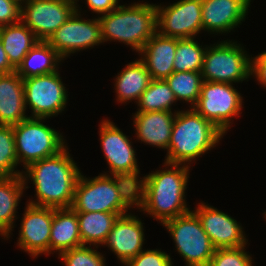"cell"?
Wrapping results in <instances>:
<instances>
[{
	"instance_id": "1",
	"label": "cell",
	"mask_w": 266,
	"mask_h": 266,
	"mask_svg": "<svg viewBox=\"0 0 266 266\" xmlns=\"http://www.w3.org/2000/svg\"><path fill=\"white\" fill-rule=\"evenodd\" d=\"M163 170L151 171L136 184V209L147 213L161 225L188 213L186 193L191 166L164 162Z\"/></svg>"
},
{
	"instance_id": "2",
	"label": "cell",
	"mask_w": 266,
	"mask_h": 266,
	"mask_svg": "<svg viewBox=\"0 0 266 266\" xmlns=\"http://www.w3.org/2000/svg\"><path fill=\"white\" fill-rule=\"evenodd\" d=\"M66 146L56 155L35 161L22 170L25 188L34 184L35 200L26 203L54 209L71 208L74 189L81 170Z\"/></svg>"
},
{
	"instance_id": "3",
	"label": "cell",
	"mask_w": 266,
	"mask_h": 266,
	"mask_svg": "<svg viewBox=\"0 0 266 266\" xmlns=\"http://www.w3.org/2000/svg\"><path fill=\"white\" fill-rule=\"evenodd\" d=\"M82 174L74 189V211L130 213L128 210L136 207V184L131 180L102 173L93 178Z\"/></svg>"
},
{
	"instance_id": "4",
	"label": "cell",
	"mask_w": 266,
	"mask_h": 266,
	"mask_svg": "<svg viewBox=\"0 0 266 266\" xmlns=\"http://www.w3.org/2000/svg\"><path fill=\"white\" fill-rule=\"evenodd\" d=\"M224 135L193 108L179 109L173 122L164 161L169 164L189 166L196 158L216 147Z\"/></svg>"
},
{
	"instance_id": "5",
	"label": "cell",
	"mask_w": 266,
	"mask_h": 266,
	"mask_svg": "<svg viewBox=\"0 0 266 266\" xmlns=\"http://www.w3.org/2000/svg\"><path fill=\"white\" fill-rule=\"evenodd\" d=\"M96 17L100 22L103 43L123 42L135 52H139L157 32L156 4H120L113 11Z\"/></svg>"
},
{
	"instance_id": "6",
	"label": "cell",
	"mask_w": 266,
	"mask_h": 266,
	"mask_svg": "<svg viewBox=\"0 0 266 266\" xmlns=\"http://www.w3.org/2000/svg\"><path fill=\"white\" fill-rule=\"evenodd\" d=\"M47 118H27L13 126L15 152L19 164H29L56 155L67 144L62 133L49 125Z\"/></svg>"
},
{
	"instance_id": "7",
	"label": "cell",
	"mask_w": 266,
	"mask_h": 266,
	"mask_svg": "<svg viewBox=\"0 0 266 266\" xmlns=\"http://www.w3.org/2000/svg\"><path fill=\"white\" fill-rule=\"evenodd\" d=\"M251 57L237 41L223 40L206 46L203 81L236 84L252 78Z\"/></svg>"
},
{
	"instance_id": "8",
	"label": "cell",
	"mask_w": 266,
	"mask_h": 266,
	"mask_svg": "<svg viewBox=\"0 0 266 266\" xmlns=\"http://www.w3.org/2000/svg\"><path fill=\"white\" fill-rule=\"evenodd\" d=\"M162 225L172 236L176 251L184 258L186 266H209L216 248L192 210Z\"/></svg>"
},
{
	"instance_id": "9",
	"label": "cell",
	"mask_w": 266,
	"mask_h": 266,
	"mask_svg": "<svg viewBox=\"0 0 266 266\" xmlns=\"http://www.w3.org/2000/svg\"><path fill=\"white\" fill-rule=\"evenodd\" d=\"M235 84L203 81L200 96L192 107L226 134L242 112L243 97ZM232 120V121H231Z\"/></svg>"
},
{
	"instance_id": "10",
	"label": "cell",
	"mask_w": 266,
	"mask_h": 266,
	"mask_svg": "<svg viewBox=\"0 0 266 266\" xmlns=\"http://www.w3.org/2000/svg\"><path fill=\"white\" fill-rule=\"evenodd\" d=\"M23 83L25 107L31 109L30 118L56 117L66 108L68 91L58 70L24 78Z\"/></svg>"
},
{
	"instance_id": "11",
	"label": "cell",
	"mask_w": 266,
	"mask_h": 266,
	"mask_svg": "<svg viewBox=\"0 0 266 266\" xmlns=\"http://www.w3.org/2000/svg\"><path fill=\"white\" fill-rule=\"evenodd\" d=\"M99 125V140L104 158L109 165V173L105 175L121 176L137 184L140 178V168L137 164L136 151L132 140L108 118Z\"/></svg>"
},
{
	"instance_id": "12",
	"label": "cell",
	"mask_w": 266,
	"mask_h": 266,
	"mask_svg": "<svg viewBox=\"0 0 266 266\" xmlns=\"http://www.w3.org/2000/svg\"><path fill=\"white\" fill-rule=\"evenodd\" d=\"M79 5L76 11L46 41L65 60L79 51L103 44L98 17L82 18Z\"/></svg>"
},
{
	"instance_id": "13",
	"label": "cell",
	"mask_w": 266,
	"mask_h": 266,
	"mask_svg": "<svg viewBox=\"0 0 266 266\" xmlns=\"http://www.w3.org/2000/svg\"><path fill=\"white\" fill-rule=\"evenodd\" d=\"M157 32L183 39L196 38L203 30L202 0H179L165 6L156 5Z\"/></svg>"
},
{
	"instance_id": "14",
	"label": "cell",
	"mask_w": 266,
	"mask_h": 266,
	"mask_svg": "<svg viewBox=\"0 0 266 266\" xmlns=\"http://www.w3.org/2000/svg\"><path fill=\"white\" fill-rule=\"evenodd\" d=\"M75 11L67 0H30L21 6V21L40 41H47Z\"/></svg>"
},
{
	"instance_id": "15",
	"label": "cell",
	"mask_w": 266,
	"mask_h": 266,
	"mask_svg": "<svg viewBox=\"0 0 266 266\" xmlns=\"http://www.w3.org/2000/svg\"><path fill=\"white\" fill-rule=\"evenodd\" d=\"M22 214L17 246L31 257L49 255L53 208L27 203Z\"/></svg>"
},
{
	"instance_id": "16",
	"label": "cell",
	"mask_w": 266,
	"mask_h": 266,
	"mask_svg": "<svg viewBox=\"0 0 266 266\" xmlns=\"http://www.w3.org/2000/svg\"><path fill=\"white\" fill-rule=\"evenodd\" d=\"M196 206L192 211L198 216L202 228L216 249L236 248L248 244L241 223L233 217L203 201Z\"/></svg>"
},
{
	"instance_id": "17",
	"label": "cell",
	"mask_w": 266,
	"mask_h": 266,
	"mask_svg": "<svg viewBox=\"0 0 266 266\" xmlns=\"http://www.w3.org/2000/svg\"><path fill=\"white\" fill-rule=\"evenodd\" d=\"M252 0H202L203 31L223 34L245 21Z\"/></svg>"
},
{
	"instance_id": "18",
	"label": "cell",
	"mask_w": 266,
	"mask_h": 266,
	"mask_svg": "<svg viewBox=\"0 0 266 266\" xmlns=\"http://www.w3.org/2000/svg\"><path fill=\"white\" fill-rule=\"evenodd\" d=\"M143 224L140 218L132 213L119 216L102 246H107L124 265L144 250Z\"/></svg>"
},
{
	"instance_id": "19",
	"label": "cell",
	"mask_w": 266,
	"mask_h": 266,
	"mask_svg": "<svg viewBox=\"0 0 266 266\" xmlns=\"http://www.w3.org/2000/svg\"><path fill=\"white\" fill-rule=\"evenodd\" d=\"M177 111L136 112L133 114L137 140L145 145L168 149Z\"/></svg>"
},
{
	"instance_id": "20",
	"label": "cell",
	"mask_w": 266,
	"mask_h": 266,
	"mask_svg": "<svg viewBox=\"0 0 266 266\" xmlns=\"http://www.w3.org/2000/svg\"><path fill=\"white\" fill-rule=\"evenodd\" d=\"M177 38L156 32L138 52L152 79H166L174 72Z\"/></svg>"
},
{
	"instance_id": "21",
	"label": "cell",
	"mask_w": 266,
	"mask_h": 266,
	"mask_svg": "<svg viewBox=\"0 0 266 266\" xmlns=\"http://www.w3.org/2000/svg\"><path fill=\"white\" fill-rule=\"evenodd\" d=\"M25 114L23 79L16 71L0 74V125H17L29 118Z\"/></svg>"
},
{
	"instance_id": "22",
	"label": "cell",
	"mask_w": 266,
	"mask_h": 266,
	"mask_svg": "<svg viewBox=\"0 0 266 266\" xmlns=\"http://www.w3.org/2000/svg\"><path fill=\"white\" fill-rule=\"evenodd\" d=\"M82 245L77 212L72 208H53V220L50 232L49 255Z\"/></svg>"
},
{
	"instance_id": "23",
	"label": "cell",
	"mask_w": 266,
	"mask_h": 266,
	"mask_svg": "<svg viewBox=\"0 0 266 266\" xmlns=\"http://www.w3.org/2000/svg\"><path fill=\"white\" fill-rule=\"evenodd\" d=\"M25 184L20 176L0 177V236L9 240L15 226L16 213L21 197L24 196ZM11 234V235H10Z\"/></svg>"
},
{
	"instance_id": "24",
	"label": "cell",
	"mask_w": 266,
	"mask_h": 266,
	"mask_svg": "<svg viewBox=\"0 0 266 266\" xmlns=\"http://www.w3.org/2000/svg\"><path fill=\"white\" fill-rule=\"evenodd\" d=\"M151 80L149 71L140 59L128 63L114 79L116 101L127 104L134 100L137 103Z\"/></svg>"
},
{
	"instance_id": "25",
	"label": "cell",
	"mask_w": 266,
	"mask_h": 266,
	"mask_svg": "<svg viewBox=\"0 0 266 266\" xmlns=\"http://www.w3.org/2000/svg\"><path fill=\"white\" fill-rule=\"evenodd\" d=\"M0 40L8 61L15 69L40 41L22 21L0 27Z\"/></svg>"
},
{
	"instance_id": "26",
	"label": "cell",
	"mask_w": 266,
	"mask_h": 266,
	"mask_svg": "<svg viewBox=\"0 0 266 266\" xmlns=\"http://www.w3.org/2000/svg\"><path fill=\"white\" fill-rule=\"evenodd\" d=\"M127 213L77 212L82 245L102 246L119 216Z\"/></svg>"
},
{
	"instance_id": "27",
	"label": "cell",
	"mask_w": 266,
	"mask_h": 266,
	"mask_svg": "<svg viewBox=\"0 0 266 266\" xmlns=\"http://www.w3.org/2000/svg\"><path fill=\"white\" fill-rule=\"evenodd\" d=\"M62 61L64 60L46 41H39L24 57L16 72L22 79L46 75L59 70Z\"/></svg>"
},
{
	"instance_id": "28",
	"label": "cell",
	"mask_w": 266,
	"mask_h": 266,
	"mask_svg": "<svg viewBox=\"0 0 266 266\" xmlns=\"http://www.w3.org/2000/svg\"><path fill=\"white\" fill-rule=\"evenodd\" d=\"M176 102L174 93L165 79H152L136 103V112L173 111L171 107Z\"/></svg>"
},
{
	"instance_id": "29",
	"label": "cell",
	"mask_w": 266,
	"mask_h": 266,
	"mask_svg": "<svg viewBox=\"0 0 266 266\" xmlns=\"http://www.w3.org/2000/svg\"><path fill=\"white\" fill-rule=\"evenodd\" d=\"M194 38H177L176 54L174 55V72H201L203 68L206 46L200 45Z\"/></svg>"
},
{
	"instance_id": "30",
	"label": "cell",
	"mask_w": 266,
	"mask_h": 266,
	"mask_svg": "<svg viewBox=\"0 0 266 266\" xmlns=\"http://www.w3.org/2000/svg\"><path fill=\"white\" fill-rule=\"evenodd\" d=\"M165 80L177 102L185 101L191 108L197 103L203 83L201 72H173Z\"/></svg>"
},
{
	"instance_id": "31",
	"label": "cell",
	"mask_w": 266,
	"mask_h": 266,
	"mask_svg": "<svg viewBox=\"0 0 266 266\" xmlns=\"http://www.w3.org/2000/svg\"><path fill=\"white\" fill-rule=\"evenodd\" d=\"M15 152L13 126L0 125V177L22 175Z\"/></svg>"
},
{
	"instance_id": "32",
	"label": "cell",
	"mask_w": 266,
	"mask_h": 266,
	"mask_svg": "<svg viewBox=\"0 0 266 266\" xmlns=\"http://www.w3.org/2000/svg\"><path fill=\"white\" fill-rule=\"evenodd\" d=\"M81 245L66 250L58 255L65 266H106L104 254L96 249L98 246Z\"/></svg>"
},
{
	"instance_id": "33",
	"label": "cell",
	"mask_w": 266,
	"mask_h": 266,
	"mask_svg": "<svg viewBox=\"0 0 266 266\" xmlns=\"http://www.w3.org/2000/svg\"><path fill=\"white\" fill-rule=\"evenodd\" d=\"M245 247L216 249L209 266H253V258Z\"/></svg>"
},
{
	"instance_id": "34",
	"label": "cell",
	"mask_w": 266,
	"mask_h": 266,
	"mask_svg": "<svg viewBox=\"0 0 266 266\" xmlns=\"http://www.w3.org/2000/svg\"><path fill=\"white\" fill-rule=\"evenodd\" d=\"M174 266L170 255L161 249H144L136 257L128 260L124 266Z\"/></svg>"
},
{
	"instance_id": "35",
	"label": "cell",
	"mask_w": 266,
	"mask_h": 266,
	"mask_svg": "<svg viewBox=\"0 0 266 266\" xmlns=\"http://www.w3.org/2000/svg\"><path fill=\"white\" fill-rule=\"evenodd\" d=\"M21 21V6L13 0H0V27Z\"/></svg>"
},
{
	"instance_id": "36",
	"label": "cell",
	"mask_w": 266,
	"mask_h": 266,
	"mask_svg": "<svg viewBox=\"0 0 266 266\" xmlns=\"http://www.w3.org/2000/svg\"><path fill=\"white\" fill-rule=\"evenodd\" d=\"M250 75L261 84V87L266 88V51L254 57L251 56V71Z\"/></svg>"
},
{
	"instance_id": "37",
	"label": "cell",
	"mask_w": 266,
	"mask_h": 266,
	"mask_svg": "<svg viewBox=\"0 0 266 266\" xmlns=\"http://www.w3.org/2000/svg\"><path fill=\"white\" fill-rule=\"evenodd\" d=\"M88 8L98 16L109 13L119 6L120 0H85Z\"/></svg>"
},
{
	"instance_id": "38",
	"label": "cell",
	"mask_w": 266,
	"mask_h": 266,
	"mask_svg": "<svg viewBox=\"0 0 266 266\" xmlns=\"http://www.w3.org/2000/svg\"><path fill=\"white\" fill-rule=\"evenodd\" d=\"M15 71L16 69L8 61L6 51L3 49V45L0 40V74H9Z\"/></svg>"
},
{
	"instance_id": "39",
	"label": "cell",
	"mask_w": 266,
	"mask_h": 266,
	"mask_svg": "<svg viewBox=\"0 0 266 266\" xmlns=\"http://www.w3.org/2000/svg\"><path fill=\"white\" fill-rule=\"evenodd\" d=\"M13 1H16L20 6H22L30 0H13Z\"/></svg>"
},
{
	"instance_id": "40",
	"label": "cell",
	"mask_w": 266,
	"mask_h": 266,
	"mask_svg": "<svg viewBox=\"0 0 266 266\" xmlns=\"http://www.w3.org/2000/svg\"><path fill=\"white\" fill-rule=\"evenodd\" d=\"M67 1L74 4L75 6H77L79 2V0H67Z\"/></svg>"
}]
</instances>
